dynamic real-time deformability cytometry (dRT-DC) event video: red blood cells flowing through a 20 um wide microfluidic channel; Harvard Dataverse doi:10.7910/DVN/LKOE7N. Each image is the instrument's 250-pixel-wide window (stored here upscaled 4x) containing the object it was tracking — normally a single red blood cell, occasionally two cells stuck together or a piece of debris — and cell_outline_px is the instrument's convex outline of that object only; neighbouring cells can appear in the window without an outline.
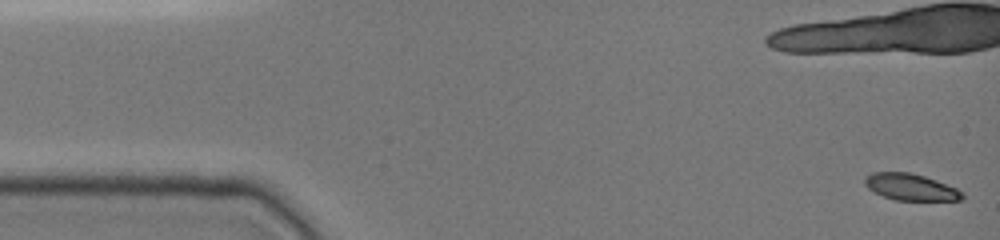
{"species": "common noctule bat (a hibernating species)", "species_latin": "Nyctalus noctula", "temperature_condition": "cold", "stored_images_in_passage": 10, "camera_frame_rate_fps": 3000, "um_per_image_px": 0.085, "animal": {"sex": "female", "body_mass_g": 19.0, "forearm_length_mm": 51.5}, "frame": {"image": 1, "passage_image": 1, "time_ms": 0.0, "image_size_px": [1000, 240], "cell_outline_px": [[964, 200], [896, 200], [884, 196], [868, 188], [864, 184], [864, 180], [868, 176], [876, 172], [908, 172], [924, 176], [956, 188], [964, 196]], "centroid_in_image_um": [77.41, 15.9], "position_along_channel_um": 7.6, "area_um2": 14.74}}